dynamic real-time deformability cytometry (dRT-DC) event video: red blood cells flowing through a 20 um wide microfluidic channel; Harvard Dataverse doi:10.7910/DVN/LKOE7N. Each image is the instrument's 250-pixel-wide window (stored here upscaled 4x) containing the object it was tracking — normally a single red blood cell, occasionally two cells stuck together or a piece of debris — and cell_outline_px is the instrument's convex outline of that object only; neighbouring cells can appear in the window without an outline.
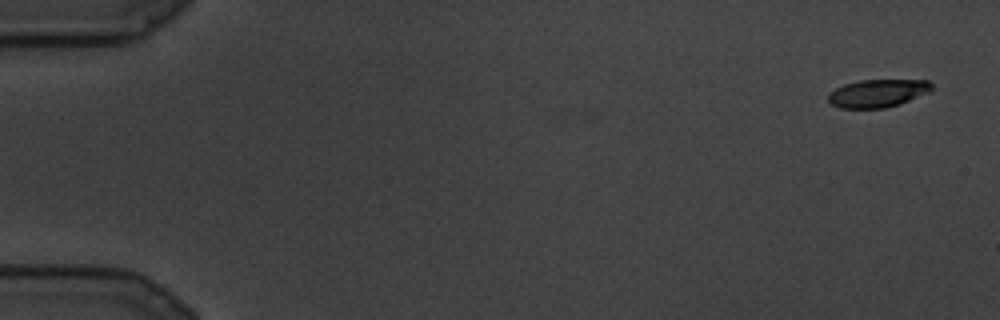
{"species": "common noctule bat (a hibernating species)", "species_latin": "Nyctalus noctula", "temperature_condition": "cold", "stored_images_in_passage": 10, "camera_frame_rate_fps": 3000, "um_per_image_px": 0.085, "animal": {"sex": "male", "body_mass_g": 19.5, "forearm_length_mm": 54.6}, "frame": {"image": 1, "passage_image": 1, "time_ms": 0.0, "image_size_px": [1000, 320], "cell_outline_px": [[932, 88], [928, 92], [900, 104], [884, 108], [840, 108], [832, 104], [828, 100], [828, 92], [844, 84], [860, 80], [928, 80], [932, 84]], "centroid_in_image_um": [74.58, 7.92], "position_along_channel_um": 10.4, "area_um2": 16.76}}
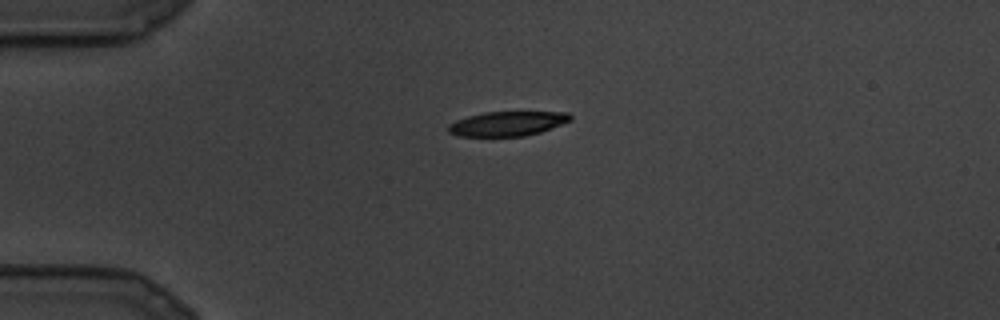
{"frame": {"image": 2, "passage_image": 7, "time_ms": 2.0, "image_size_px": [1000, 320], "cell_outline_px": [[572, 120], [540, 132], [524, 136], [460, 136], [448, 132], [448, 124], [456, 120], [468, 116], [484, 112], [568, 112], [572, 116]], "centroid_in_image_um": [43.13, 10.5], "position_along_channel_um": 41.9, "area_um2": 17.4}}
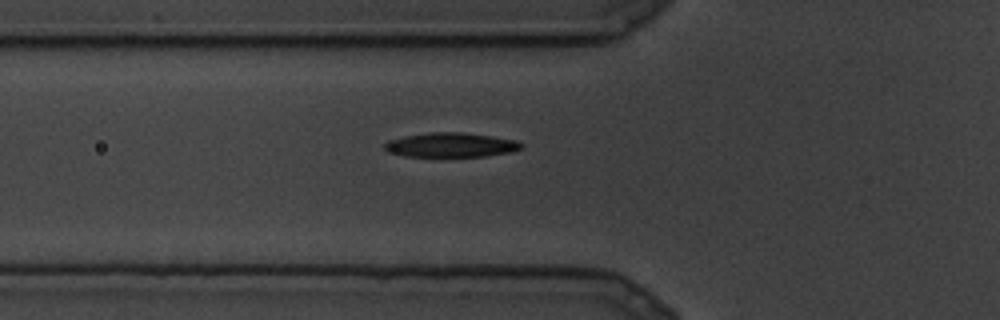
{"frame": {"image": 3, "passage_image": 10, "time_ms": 3.0, "image_size_px": [1000, 320], "cell_outline_px": [[524, 148], [512, 152], [484, 156], [404, 156], [388, 152], [384, 148], [384, 144], [388, 140], [404, 136], [432, 132], [460, 132], [492, 136], [516, 140], [524, 144]], "centroid_in_image_um": [38.35, 12.32], "position_along_channel_um": 87.4, "area_um2": 19.48}}